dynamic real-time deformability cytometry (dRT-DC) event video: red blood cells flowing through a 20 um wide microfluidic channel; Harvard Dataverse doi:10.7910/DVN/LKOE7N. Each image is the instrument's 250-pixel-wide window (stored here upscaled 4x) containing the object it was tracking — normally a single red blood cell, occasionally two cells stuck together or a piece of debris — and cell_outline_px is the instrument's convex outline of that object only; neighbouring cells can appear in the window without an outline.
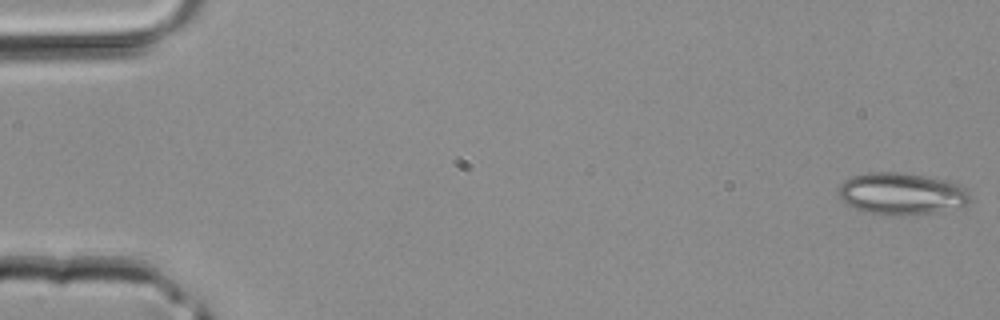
{"species": "common noctule bat (a hibernating species)", "species_latin": "Nyctalus noctula", "temperature_condition": "room temperature", "stored_images_in_passage": 13, "camera_frame_rate_fps": 3000, "um_per_image_px": 0.085, "animal": {"sex": "male", "body_mass_g": 20.4}, "frame": {"image": 1, "passage_image": 1, "time_ms": 0.0, "image_size_px": [1000, 320], "cell_outline_px": [[972, 200], [964, 208], [936, 212], [904, 216], [896, 216], [868, 212], [844, 204], [840, 200], [836, 192], [836, 188], [844, 180], [852, 176], [868, 172], [900, 172], [948, 180], [960, 184], [968, 188]], "centroid_in_image_um": [76.67, 16.47], "position_along_channel_um": 8.3, "area_um2": 33.12}}
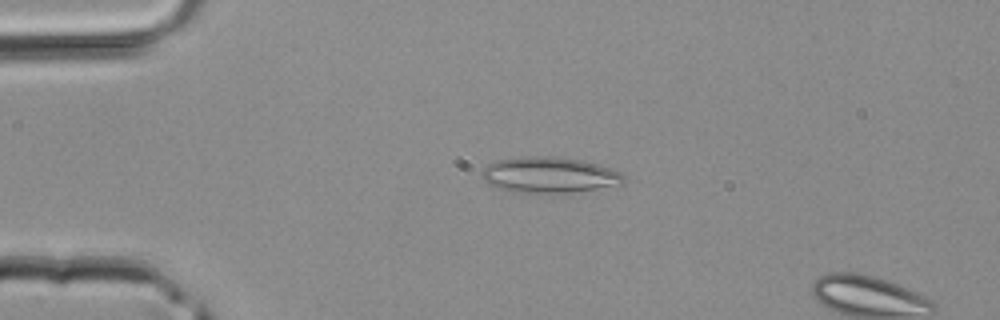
{"frame": {"image": 2, "passage_image": 10, "time_ms": 3.0, "image_size_px": [1000, 320], "cell_outline_px": [[624, 184], [572, 192], [508, 192], [496, 188], [488, 184], [480, 176], [480, 172], [488, 164], [500, 160], [524, 156], [552, 156], [584, 160], [600, 164], [612, 168], [620, 172], [624, 176]], "centroid_in_image_um": [46.68, 14.86], "position_along_channel_um": 38.3, "area_um2": 29.82}}